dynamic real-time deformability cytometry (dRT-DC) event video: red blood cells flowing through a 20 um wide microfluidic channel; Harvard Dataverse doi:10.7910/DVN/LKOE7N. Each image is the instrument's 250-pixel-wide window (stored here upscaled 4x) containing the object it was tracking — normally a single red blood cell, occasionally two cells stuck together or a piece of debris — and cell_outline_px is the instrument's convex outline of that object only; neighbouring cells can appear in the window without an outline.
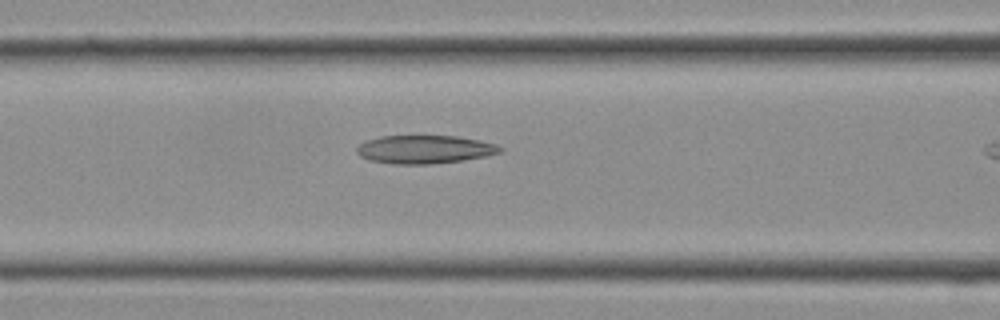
{"species": "Egyptian fruit bat (a non-hibernating species)", "species_latin": "Rousettus aegyptiacus", "temperature_condition": "cold", "stored_images_in_passage": 5, "camera_frame_rate_fps": 3000, "um_per_image_px": 0.085, "frame": {"image": 1, "passage_image": 4, "time_ms": 1.0, "image_size_px": [1000, 320], "cell_outline_px": [[504, 148], [500, 152], [484, 156], [460, 160], [432, 164], [392, 164], [368, 160], [360, 156], [356, 152], [356, 148], [360, 144], [368, 140], [380, 136], [456, 136], [480, 140], [496, 144]], "centroid_in_image_um": [36.06, 12.7], "position_along_channel_um": 130.5, "area_um2": 23.52}}